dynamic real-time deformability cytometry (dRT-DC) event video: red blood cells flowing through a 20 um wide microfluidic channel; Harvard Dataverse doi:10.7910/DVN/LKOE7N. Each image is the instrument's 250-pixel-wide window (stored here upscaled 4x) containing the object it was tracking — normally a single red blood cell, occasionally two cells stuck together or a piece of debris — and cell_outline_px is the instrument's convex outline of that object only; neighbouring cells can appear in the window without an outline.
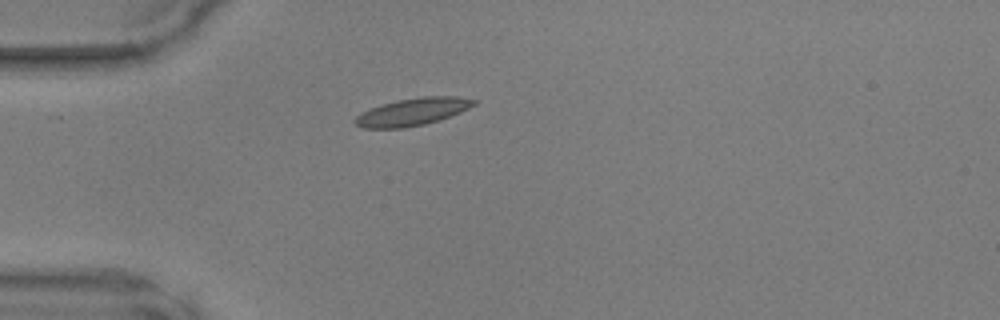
{"species": "common noctule bat (a hibernating species)", "species_latin": "Nyctalus noctula", "temperature_condition": "warm", "stored_images_in_passage": 36, "camera_frame_rate_fps": 3000, "um_per_image_px": 0.085, "animal": {"sex": "male", "body_mass_g": 17.9, "forearm_length_mm": 54.2}, "frame": {"image": 1, "passage_image": 1, "time_ms": 0.0, "image_size_px": [1000, 320], "cell_outline_px": [[480, 100], [476, 104], [460, 112], [424, 124], [404, 128], [364, 128], [356, 124], [352, 120], [360, 112], [384, 104], [400, 100], [424, 96], [456, 96]], "centroid_in_image_um": [35.07, 9.5], "position_along_channel_um": 49.9, "area_um2": 18.73}}
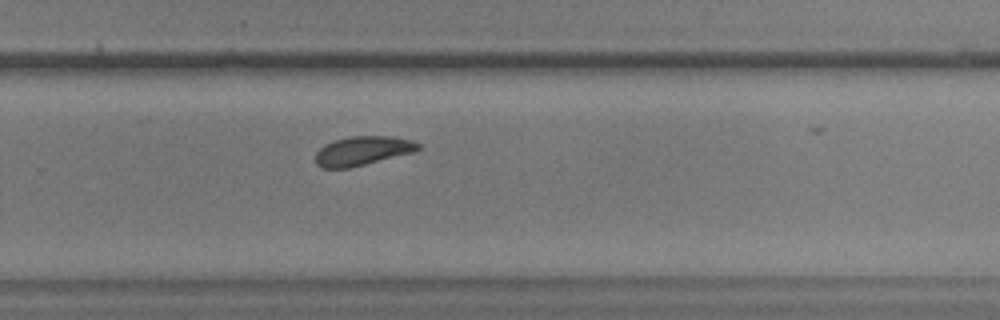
{"frame": {"image": 2, "passage_image": 20, "time_ms": 6.333, "image_size_px": [1000, 320], "cell_outline_px": [[420, 148], [416, 152], [348, 168], [320, 168], [316, 164], [316, 152], [324, 144], [336, 140], [352, 136], [392, 136], [412, 140], [420, 144]], "centroid_in_image_um": [30.84, 12.82], "position_along_channel_um": 299.0, "area_um2": 17.46}}
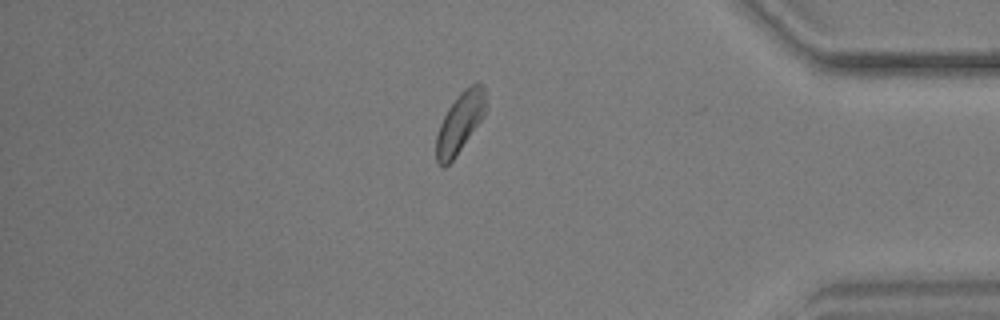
{"frame": {"image": 3, "passage_image": 29, "time_ms": 9.333, "image_size_px": [1000, 320], "cell_outline_px": [[488, 108], [484, 116], [456, 156], [444, 168], [436, 160], [436, 136], [440, 124], [448, 108], [460, 92], [464, 88], [476, 80], [484, 84]], "centroid_in_image_um": [39.14, 10.35], "position_along_channel_um": 396.1, "area_um2": 17.74}}